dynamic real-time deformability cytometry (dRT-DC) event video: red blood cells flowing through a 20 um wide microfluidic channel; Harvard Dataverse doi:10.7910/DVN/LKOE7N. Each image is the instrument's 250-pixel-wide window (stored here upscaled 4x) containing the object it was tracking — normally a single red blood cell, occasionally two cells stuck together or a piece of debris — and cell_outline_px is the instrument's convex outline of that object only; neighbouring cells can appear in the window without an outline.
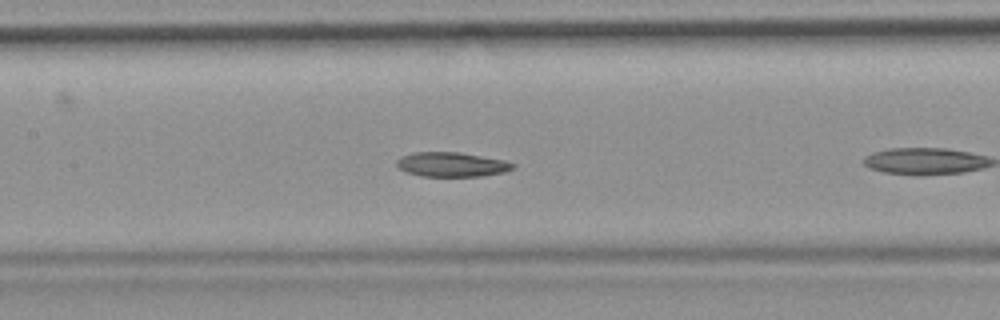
{"species": "common noctule bat (a hibernating species)", "species_latin": "Nyctalus noctula", "temperature_condition": "room temperature", "stored_images_in_passage": 18, "camera_frame_rate_fps": 3000, "um_per_image_px": 0.085, "animal": {"sex": "female", "body_mass_g": 19.9}, "frame": {"image": 1, "passage_image": 11, "time_ms": 3.333, "image_size_px": [1000, 320], "cell_outline_px": [[516, 168], [504, 172], [484, 176], [420, 176], [404, 172], [396, 164], [396, 160], [400, 156], [412, 152], [460, 152], [504, 160], [516, 164]], "centroid_in_image_um": [38.39, 13.98], "position_along_channel_um": 169.0, "area_um2": 16.82}}